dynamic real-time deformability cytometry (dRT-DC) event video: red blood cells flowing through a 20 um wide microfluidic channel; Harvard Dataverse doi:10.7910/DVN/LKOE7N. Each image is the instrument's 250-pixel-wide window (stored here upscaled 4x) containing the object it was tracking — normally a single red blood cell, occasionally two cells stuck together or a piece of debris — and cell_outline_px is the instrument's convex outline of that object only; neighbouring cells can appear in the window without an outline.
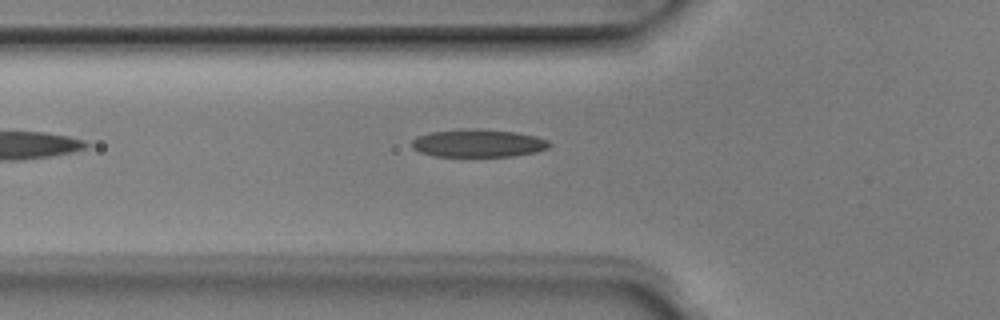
{"species": "Egyptian fruit bat (a non-hibernating species)", "species_latin": "Rousettus aegyptiacus", "temperature_condition": "room temperature", "stored_images_in_passage": 4, "camera_frame_rate_fps": 3000, "um_per_image_px": 0.085, "animal": {"sex": "male"}, "frame": {"image": 1, "passage_image": 4, "time_ms": 1.0, "image_size_px": [1000, 320], "cell_outline_px": [[552, 144], [548, 148], [536, 152], [516, 156], [432, 156], [420, 152], [412, 148], [412, 140], [420, 136], [432, 132], [468, 128], [480, 128], [516, 132], [536, 136], [548, 140]], "centroid_in_image_um": [40.69, 12.17], "position_along_channel_um": 85.1, "area_um2": 22.43}}